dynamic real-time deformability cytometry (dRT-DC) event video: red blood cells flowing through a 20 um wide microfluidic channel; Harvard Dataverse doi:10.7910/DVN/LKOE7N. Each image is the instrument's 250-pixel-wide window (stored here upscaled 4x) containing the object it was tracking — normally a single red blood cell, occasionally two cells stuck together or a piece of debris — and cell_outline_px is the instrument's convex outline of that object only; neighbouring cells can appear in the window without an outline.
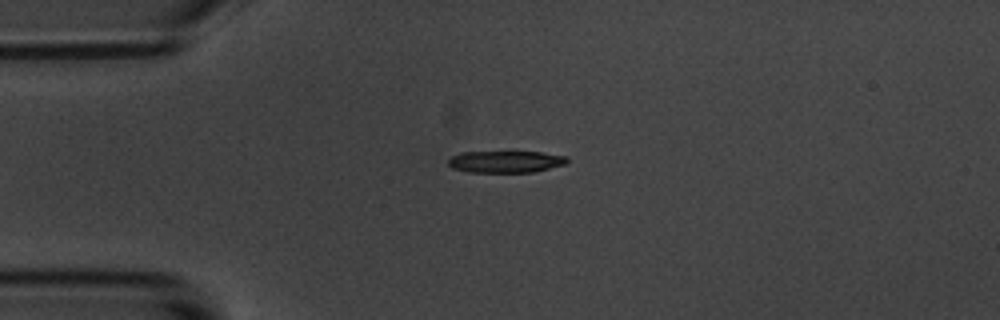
{"species": "common noctule bat (a hibernating species)", "species_latin": "Nyctalus noctula", "temperature_condition": "room temperature", "stored_images_in_passage": 2, "camera_frame_rate_fps": 3000, "um_per_image_px": 0.085, "animal": {"sex": "male", "body_mass_g": 20.1, "forearm_length_mm": 53.5}, "frame": {"image": 1, "passage_image": 2, "time_ms": 1.333, "image_size_px": [1000, 320], "cell_outline_px": [[568, 164], [532, 172], [468, 172], [452, 168], [448, 164], [448, 160], [452, 156], [460, 152], [540, 152], [568, 156]], "centroid_in_image_um": [43.0, 13.74], "position_along_channel_um": 42.0, "area_um2": 15.2}}